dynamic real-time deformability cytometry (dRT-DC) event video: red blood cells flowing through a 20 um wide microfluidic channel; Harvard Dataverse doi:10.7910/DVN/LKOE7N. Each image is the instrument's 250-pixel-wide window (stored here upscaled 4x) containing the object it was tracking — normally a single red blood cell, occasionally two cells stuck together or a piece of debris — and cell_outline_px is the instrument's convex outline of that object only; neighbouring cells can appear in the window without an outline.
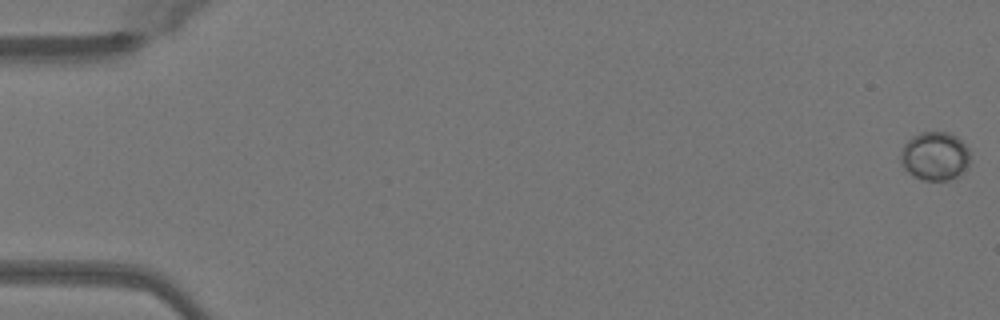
{"species": "Egyptian fruit bat (a non-hibernating species)", "species_latin": "Rousettus aegyptiacus", "temperature_condition": "warm", "stored_images_in_passage": 51, "camera_frame_rate_fps": 3000, "um_per_image_px": 0.085, "animal": {"sex": "female"}, "frame": {"image": 1, "passage_image": 1, "time_ms": 0.0, "image_size_px": [1000, 320], "cell_outline_px": [[968, 168], [960, 176], [948, 180], [924, 180], [912, 176], [900, 164], [900, 152], [904, 144], [912, 136], [920, 132], [948, 132], [956, 136], [968, 148]], "centroid_in_image_um": [79.44, 13.28], "position_along_channel_um": 5.6, "area_um2": 19.88}}
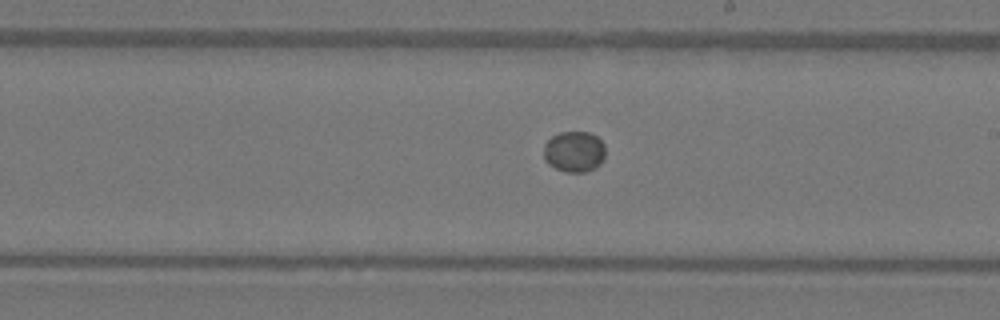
{"frame": {"image": 2, "passage_image": 30, "time_ms": 9.667, "image_size_px": [1000, 320], "cell_outline_px": [[604, 160], [596, 168], [584, 172], [564, 172], [548, 164], [544, 160], [544, 144], [552, 136], [560, 132], [588, 132], [596, 136], [604, 144]], "centroid_in_image_um": [48.8, 12.9], "position_along_channel_um": 240.2, "area_um2": 14.8}}
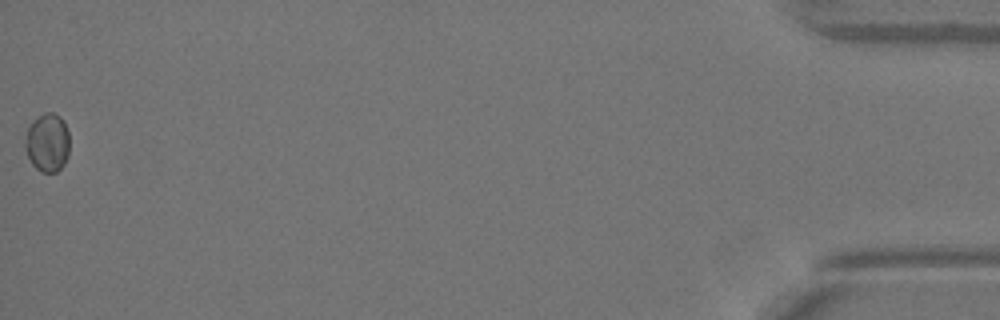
{"frame": {"image": 3, "passage_image": 51, "time_ms": 16.667, "image_size_px": [1000, 320], "cell_outline_px": [[68, 156], [64, 164], [56, 172], [40, 172], [32, 164], [24, 148], [24, 144], [28, 128], [32, 120], [44, 112], [52, 112], [60, 116], [64, 120], [68, 132]], "centroid_in_image_um": [4.02, 12.11], "position_along_channel_um": 431.2, "area_um2": 15.26}}